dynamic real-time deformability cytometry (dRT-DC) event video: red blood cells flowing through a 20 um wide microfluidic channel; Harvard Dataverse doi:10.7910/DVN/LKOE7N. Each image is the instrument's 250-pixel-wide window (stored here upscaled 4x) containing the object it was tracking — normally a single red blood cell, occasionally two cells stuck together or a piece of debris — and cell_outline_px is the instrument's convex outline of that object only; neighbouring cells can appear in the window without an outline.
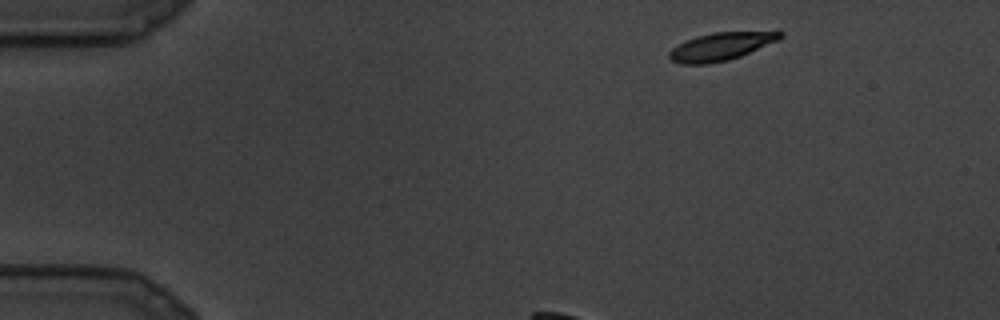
{"species": "common noctule bat (a hibernating species)", "species_latin": "Nyctalus noctula", "temperature_condition": "cold", "stored_images_in_passage": 24, "camera_frame_rate_fps": 3000, "um_per_image_px": 0.085, "animal": {"sex": "male", "body_mass_g": 19.5, "forearm_length_mm": 54.6}, "frame": {"image": 1, "passage_image": 1, "time_ms": 0.0, "image_size_px": [1000, 320], "cell_outline_px": [[784, 36], [780, 40], [740, 56], [728, 60], [708, 64], [680, 64], [672, 60], [668, 56], [668, 52], [672, 48], [696, 36], [712, 32], [784, 32]], "centroid_in_image_um": [61.28, 3.96], "position_along_channel_um": 23.7, "area_um2": 17.86}}